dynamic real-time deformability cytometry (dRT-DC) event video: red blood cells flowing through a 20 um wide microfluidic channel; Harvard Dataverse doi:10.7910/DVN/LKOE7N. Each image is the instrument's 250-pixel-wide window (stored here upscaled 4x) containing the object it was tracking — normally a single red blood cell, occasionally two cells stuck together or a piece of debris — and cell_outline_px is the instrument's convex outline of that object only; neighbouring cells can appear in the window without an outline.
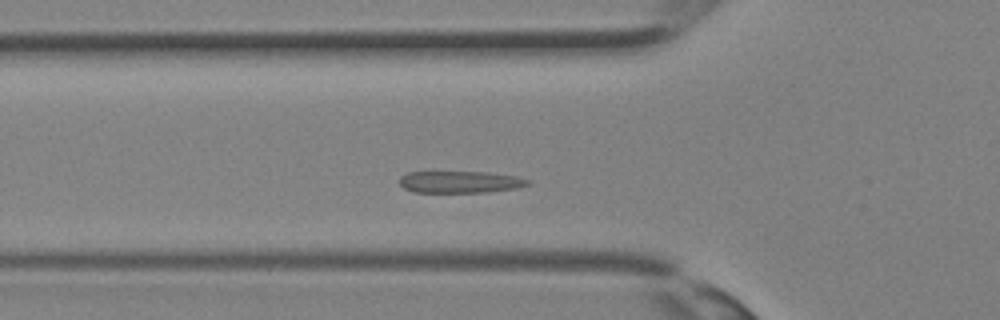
{"species": "Egyptian fruit bat (a non-hibernating species)", "species_latin": "Rousettus aegyptiacus", "temperature_condition": "room temperature", "stored_images_in_passage": 30, "camera_frame_rate_fps": 3000, "um_per_image_px": 0.085, "animal": {"sex": "female"}, "frame": {"image": 1, "passage_image": 6, "time_ms": 1.667, "image_size_px": [1000, 320], "cell_outline_px": [[532, 184], [516, 188], [488, 192], [416, 192], [404, 188], [400, 184], [400, 176], [408, 172], [488, 172], [516, 176], [528, 180]], "centroid_in_image_um": [39.12, 15.46], "position_along_channel_um": 86.7, "area_um2": 16.3}}
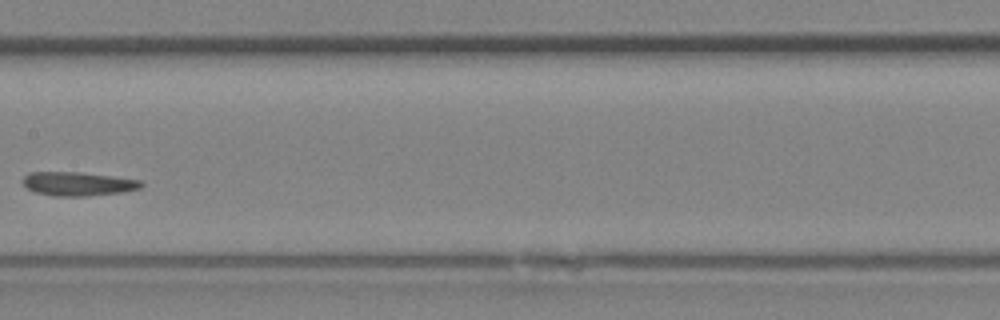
{"frame": {"image": 2, "passage_image": 12, "time_ms": 3.667, "image_size_px": [1000, 320], "cell_outline_px": [[144, 184], [140, 188], [124, 192], [88, 196], [52, 196], [36, 192], [28, 188], [24, 184], [24, 176], [28, 172], [76, 172], [112, 176], [144, 180]], "centroid_in_image_um": [6.68, 15.63], "position_along_channel_um": 200.7, "area_um2": 16.47}}
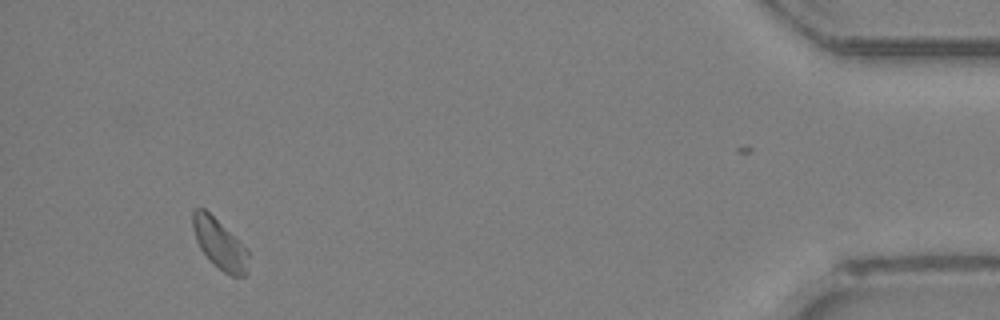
{"frame": {"image": 3, "passage_image": 27, "time_ms": 8.667, "image_size_px": [1000, 320], "cell_outline_px": [[248, 272], [244, 276], [232, 276], [224, 272], [212, 264], [200, 248], [196, 240], [192, 228], [192, 212], [196, 208], [204, 208], [248, 248]], "centroid_in_image_um": [18.67, 20.75], "position_along_channel_um": 416.5, "area_um2": 16.36}}